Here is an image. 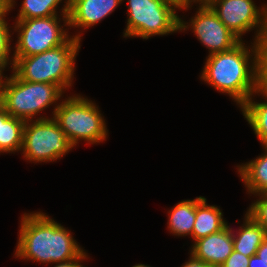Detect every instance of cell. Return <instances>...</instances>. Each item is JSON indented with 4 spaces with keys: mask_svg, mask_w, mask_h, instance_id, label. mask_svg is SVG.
Segmentation results:
<instances>
[{
    "mask_svg": "<svg viewBox=\"0 0 267 267\" xmlns=\"http://www.w3.org/2000/svg\"><path fill=\"white\" fill-rule=\"evenodd\" d=\"M16 0H0V21L6 19V15L14 9Z\"/></svg>",
    "mask_w": 267,
    "mask_h": 267,
    "instance_id": "cell-24",
    "label": "cell"
},
{
    "mask_svg": "<svg viewBox=\"0 0 267 267\" xmlns=\"http://www.w3.org/2000/svg\"><path fill=\"white\" fill-rule=\"evenodd\" d=\"M13 25V33H17L13 57H28L51 50L61 46L71 37L68 15L15 20Z\"/></svg>",
    "mask_w": 267,
    "mask_h": 267,
    "instance_id": "cell-7",
    "label": "cell"
},
{
    "mask_svg": "<svg viewBox=\"0 0 267 267\" xmlns=\"http://www.w3.org/2000/svg\"><path fill=\"white\" fill-rule=\"evenodd\" d=\"M62 1L63 3L65 1V4H63L60 11L58 5H60ZM20 7L15 20L45 18L54 15H68L69 0H23Z\"/></svg>",
    "mask_w": 267,
    "mask_h": 267,
    "instance_id": "cell-19",
    "label": "cell"
},
{
    "mask_svg": "<svg viewBox=\"0 0 267 267\" xmlns=\"http://www.w3.org/2000/svg\"><path fill=\"white\" fill-rule=\"evenodd\" d=\"M249 260V256L234 250L220 267H248Z\"/></svg>",
    "mask_w": 267,
    "mask_h": 267,
    "instance_id": "cell-23",
    "label": "cell"
},
{
    "mask_svg": "<svg viewBox=\"0 0 267 267\" xmlns=\"http://www.w3.org/2000/svg\"><path fill=\"white\" fill-rule=\"evenodd\" d=\"M210 0H196V5L199 3H208Z\"/></svg>",
    "mask_w": 267,
    "mask_h": 267,
    "instance_id": "cell-32",
    "label": "cell"
},
{
    "mask_svg": "<svg viewBox=\"0 0 267 267\" xmlns=\"http://www.w3.org/2000/svg\"><path fill=\"white\" fill-rule=\"evenodd\" d=\"M207 4L241 41L252 30H256L253 42L267 32L266 4L258 7L253 0H210Z\"/></svg>",
    "mask_w": 267,
    "mask_h": 267,
    "instance_id": "cell-9",
    "label": "cell"
},
{
    "mask_svg": "<svg viewBox=\"0 0 267 267\" xmlns=\"http://www.w3.org/2000/svg\"><path fill=\"white\" fill-rule=\"evenodd\" d=\"M132 267H151L150 265H145V264H136V265H134V266H132Z\"/></svg>",
    "mask_w": 267,
    "mask_h": 267,
    "instance_id": "cell-31",
    "label": "cell"
},
{
    "mask_svg": "<svg viewBox=\"0 0 267 267\" xmlns=\"http://www.w3.org/2000/svg\"><path fill=\"white\" fill-rule=\"evenodd\" d=\"M197 6L195 16L189 22L180 16L179 28L181 32L190 28L200 43L208 49V55L228 51L241 42L207 3H199Z\"/></svg>",
    "mask_w": 267,
    "mask_h": 267,
    "instance_id": "cell-10",
    "label": "cell"
},
{
    "mask_svg": "<svg viewBox=\"0 0 267 267\" xmlns=\"http://www.w3.org/2000/svg\"><path fill=\"white\" fill-rule=\"evenodd\" d=\"M262 149L264 153L255 159L236 166L249 195L267 192V147Z\"/></svg>",
    "mask_w": 267,
    "mask_h": 267,
    "instance_id": "cell-15",
    "label": "cell"
},
{
    "mask_svg": "<svg viewBox=\"0 0 267 267\" xmlns=\"http://www.w3.org/2000/svg\"><path fill=\"white\" fill-rule=\"evenodd\" d=\"M195 222L192 232V242L224 229L228 222L223 218L220 206L207 204L204 196L195 198Z\"/></svg>",
    "mask_w": 267,
    "mask_h": 267,
    "instance_id": "cell-13",
    "label": "cell"
},
{
    "mask_svg": "<svg viewBox=\"0 0 267 267\" xmlns=\"http://www.w3.org/2000/svg\"><path fill=\"white\" fill-rule=\"evenodd\" d=\"M10 28V29H9ZM13 27H10L8 21H0V67L6 71V68L10 65L9 69H13L14 66V57L12 53V36L14 33ZM11 55V57H10Z\"/></svg>",
    "mask_w": 267,
    "mask_h": 267,
    "instance_id": "cell-21",
    "label": "cell"
},
{
    "mask_svg": "<svg viewBox=\"0 0 267 267\" xmlns=\"http://www.w3.org/2000/svg\"><path fill=\"white\" fill-rule=\"evenodd\" d=\"M4 69L0 67V95H1V89H2V84L5 78V75H3L4 73Z\"/></svg>",
    "mask_w": 267,
    "mask_h": 267,
    "instance_id": "cell-30",
    "label": "cell"
},
{
    "mask_svg": "<svg viewBox=\"0 0 267 267\" xmlns=\"http://www.w3.org/2000/svg\"><path fill=\"white\" fill-rule=\"evenodd\" d=\"M89 255L85 251L78 259L71 260L65 263H55L53 267H86L85 265L81 264L84 260H88Z\"/></svg>",
    "mask_w": 267,
    "mask_h": 267,
    "instance_id": "cell-25",
    "label": "cell"
},
{
    "mask_svg": "<svg viewBox=\"0 0 267 267\" xmlns=\"http://www.w3.org/2000/svg\"><path fill=\"white\" fill-rule=\"evenodd\" d=\"M262 96L263 101L256 102L253 97ZM244 119L253 129L262 147H267V95L256 90L240 107Z\"/></svg>",
    "mask_w": 267,
    "mask_h": 267,
    "instance_id": "cell-16",
    "label": "cell"
},
{
    "mask_svg": "<svg viewBox=\"0 0 267 267\" xmlns=\"http://www.w3.org/2000/svg\"><path fill=\"white\" fill-rule=\"evenodd\" d=\"M21 216L15 258L53 265L78 259L86 251L68 228L48 214L33 211Z\"/></svg>",
    "mask_w": 267,
    "mask_h": 267,
    "instance_id": "cell-1",
    "label": "cell"
},
{
    "mask_svg": "<svg viewBox=\"0 0 267 267\" xmlns=\"http://www.w3.org/2000/svg\"><path fill=\"white\" fill-rule=\"evenodd\" d=\"M200 79L241 107L256 92V51L254 42L241 41L234 48L206 57Z\"/></svg>",
    "mask_w": 267,
    "mask_h": 267,
    "instance_id": "cell-2",
    "label": "cell"
},
{
    "mask_svg": "<svg viewBox=\"0 0 267 267\" xmlns=\"http://www.w3.org/2000/svg\"><path fill=\"white\" fill-rule=\"evenodd\" d=\"M167 228L174 236H192L195 216V199L182 200L168 212Z\"/></svg>",
    "mask_w": 267,
    "mask_h": 267,
    "instance_id": "cell-18",
    "label": "cell"
},
{
    "mask_svg": "<svg viewBox=\"0 0 267 267\" xmlns=\"http://www.w3.org/2000/svg\"><path fill=\"white\" fill-rule=\"evenodd\" d=\"M82 32L71 35L64 44L51 50L28 57H14L12 71L23 81L55 84L68 91L74 82Z\"/></svg>",
    "mask_w": 267,
    "mask_h": 267,
    "instance_id": "cell-3",
    "label": "cell"
},
{
    "mask_svg": "<svg viewBox=\"0 0 267 267\" xmlns=\"http://www.w3.org/2000/svg\"><path fill=\"white\" fill-rule=\"evenodd\" d=\"M125 0H123L124 2ZM127 25L124 38L149 39L180 32V6L172 0H126Z\"/></svg>",
    "mask_w": 267,
    "mask_h": 267,
    "instance_id": "cell-6",
    "label": "cell"
},
{
    "mask_svg": "<svg viewBox=\"0 0 267 267\" xmlns=\"http://www.w3.org/2000/svg\"><path fill=\"white\" fill-rule=\"evenodd\" d=\"M256 255L261 258L265 264H267V236L258 248Z\"/></svg>",
    "mask_w": 267,
    "mask_h": 267,
    "instance_id": "cell-27",
    "label": "cell"
},
{
    "mask_svg": "<svg viewBox=\"0 0 267 267\" xmlns=\"http://www.w3.org/2000/svg\"><path fill=\"white\" fill-rule=\"evenodd\" d=\"M64 93L55 84L23 81L11 70V74L9 77L5 76L2 84L0 104L11 116L24 121L47 119L54 116ZM49 106H53L52 116L41 117L42 111ZM38 113L40 117H36Z\"/></svg>",
    "mask_w": 267,
    "mask_h": 267,
    "instance_id": "cell-4",
    "label": "cell"
},
{
    "mask_svg": "<svg viewBox=\"0 0 267 267\" xmlns=\"http://www.w3.org/2000/svg\"><path fill=\"white\" fill-rule=\"evenodd\" d=\"M190 253L211 267H220L234 251L232 228L228 224L217 233L196 240Z\"/></svg>",
    "mask_w": 267,
    "mask_h": 267,
    "instance_id": "cell-12",
    "label": "cell"
},
{
    "mask_svg": "<svg viewBox=\"0 0 267 267\" xmlns=\"http://www.w3.org/2000/svg\"><path fill=\"white\" fill-rule=\"evenodd\" d=\"M189 255L188 261H185L181 267H211L205 262L195 258L191 253Z\"/></svg>",
    "mask_w": 267,
    "mask_h": 267,
    "instance_id": "cell-26",
    "label": "cell"
},
{
    "mask_svg": "<svg viewBox=\"0 0 267 267\" xmlns=\"http://www.w3.org/2000/svg\"><path fill=\"white\" fill-rule=\"evenodd\" d=\"M123 0H69V28L88 30L122 4Z\"/></svg>",
    "mask_w": 267,
    "mask_h": 267,
    "instance_id": "cell-11",
    "label": "cell"
},
{
    "mask_svg": "<svg viewBox=\"0 0 267 267\" xmlns=\"http://www.w3.org/2000/svg\"><path fill=\"white\" fill-rule=\"evenodd\" d=\"M239 229H232L233 248L245 256L256 255V252L267 236L265 229L259 225L247 212Z\"/></svg>",
    "mask_w": 267,
    "mask_h": 267,
    "instance_id": "cell-14",
    "label": "cell"
},
{
    "mask_svg": "<svg viewBox=\"0 0 267 267\" xmlns=\"http://www.w3.org/2000/svg\"><path fill=\"white\" fill-rule=\"evenodd\" d=\"M257 197L247 208V213L264 229L267 233V192L254 195Z\"/></svg>",
    "mask_w": 267,
    "mask_h": 267,
    "instance_id": "cell-22",
    "label": "cell"
},
{
    "mask_svg": "<svg viewBox=\"0 0 267 267\" xmlns=\"http://www.w3.org/2000/svg\"><path fill=\"white\" fill-rule=\"evenodd\" d=\"M74 148L53 117L25 121L20 152L27 162H54Z\"/></svg>",
    "mask_w": 267,
    "mask_h": 267,
    "instance_id": "cell-8",
    "label": "cell"
},
{
    "mask_svg": "<svg viewBox=\"0 0 267 267\" xmlns=\"http://www.w3.org/2000/svg\"><path fill=\"white\" fill-rule=\"evenodd\" d=\"M257 90L267 95V32L254 41Z\"/></svg>",
    "mask_w": 267,
    "mask_h": 267,
    "instance_id": "cell-20",
    "label": "cell"
},
{
    "mask_svg": "<svg viewBox=\"0 0 267 267\" xmlns=\"http://www.w3.org/2000/svg\"><path fill=\"white\" fill-rule=\"evenodd\" d=\"M25 121L11 116L0 104V154L20 152Z\"/></svg>",
    "mask_w": 267,
    "mask_h": 267,
    "instance_id": "cell-17",
    "label": "cell"
},
{
    "mask_svg": "<svg viewBox=\"0 0 267 267\" xmlns=\"http://www.w3.org/2000/svg\"><path fill=\"white\" fill-rule=\"evenodd\" d=\"M53 118L74 147L82 140L94 145L108 138L109 130L99 106L80 94L62 99Z\"/></svg>",
    "mask_w": 267,
    "mask_h": 267,
    "instance_id": "cell-5",
    "label": "cell"
},
{
    "mask_svg": "<svg viewBox=\"0 0 267 267\" xmlns=\"http://www.w3.org/2000/svg\"><path fill=\"white\" fill-rule=\"evenodd\" d=\"M248 267H267V264H265L257 255H253L250 257Z\"/></svg>",
    "mask_w": 267,
    "mask_h": 267,
    "instance_id": "cell-29",
    "label": "cell"
},
{
    "mask_svg": "<svg viewBox=\"0 0 267 267\" xmlns=\"http://www.w3.org/2000/svg\"><path fill=\"white\" fill-rule=\"evenodd\" d=\"M174 2H176L179 6L180 9L179 10H183V11H187L190 10V8H192V4H196V0H172Z\"/></svg>",
    "mask_w": 267,
    "mask_h": 267,
    "instance_id": "cell-28",
    "label": "cell"
}]
</instances>
